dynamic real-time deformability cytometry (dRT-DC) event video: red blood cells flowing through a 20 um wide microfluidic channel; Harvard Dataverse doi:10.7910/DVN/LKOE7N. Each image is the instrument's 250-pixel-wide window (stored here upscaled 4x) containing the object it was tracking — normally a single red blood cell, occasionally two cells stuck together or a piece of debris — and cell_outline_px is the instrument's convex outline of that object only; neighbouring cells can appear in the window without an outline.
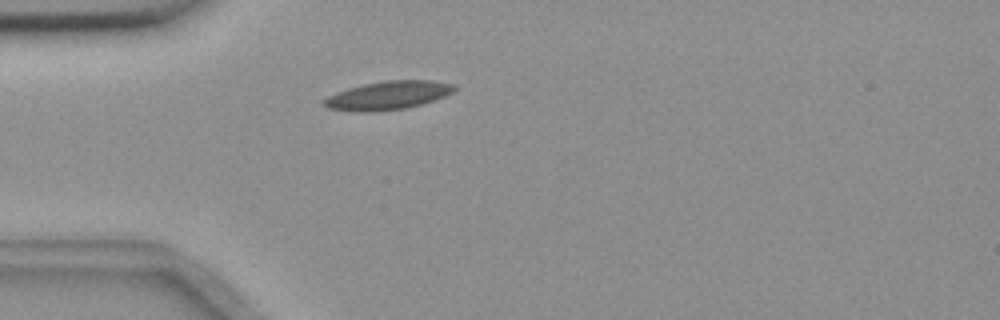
{"species": "common noctule bat (a hibernating species)", "species_latin": "Nyctalus noctula", "temperature_condition": "room temperature", "stored_images_in_passage": 1, "camera_frame_rate_fps": 3000, "um_per_image_px": 0.085, "animal": {"sex": "female", "body_mass_g": 18.4}, "frame": {"image": 1, "passage_image": 1, "time_ms": 0.0, "image_size_px": [1000, 320], "cell_outline_px": [[456, 88], [452, 92], [436, 100], [404, 108], [372, 112], [352, 112], [328, 108], [324, 104], [324, 100], [328, 96], [336, 92], [348, 88], [364, 84], [384, 80], [432, 80], [452, 84]], "centroid_in_image_um": [32.96, 8.11], "position_along_channel_um": 52.0, "area_um2": 21.56}}